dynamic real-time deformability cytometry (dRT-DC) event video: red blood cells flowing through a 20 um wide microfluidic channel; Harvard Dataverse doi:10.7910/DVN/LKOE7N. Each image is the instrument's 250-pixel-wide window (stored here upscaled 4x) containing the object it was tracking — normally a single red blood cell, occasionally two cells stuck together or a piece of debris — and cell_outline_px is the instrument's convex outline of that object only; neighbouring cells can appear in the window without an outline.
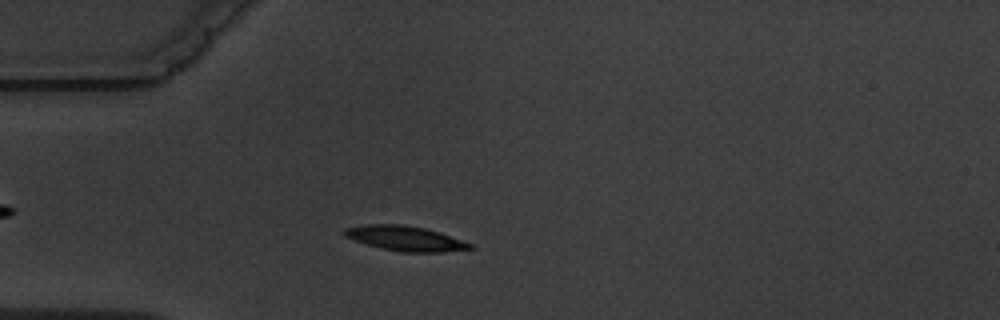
{"species": "common noctule bat (a hibernating species)", "species_latin": "Nyctalus noctula", "temperature_condition": "warm", "stored_images_in_passage": 3, "camera_frame_rate_fps": 3000, "um_per_image_px": 0.085, "animal": {"sex": "male", "body_mass_g": 19.5, "forearm_length_mm": 54.6}, "frame": {"image": 1, "passage_image": 2, "time_ms": 1.333, "image_size_px": [1000, 320], "cell_outline_px": [[476, 248], [444, 252], [400, 252], [380, 248], [344, 236], [340, 232], [344, 228], [364, 224], [404, 224], [424, 228], [440, 232], [472, 244]], "centroid_in_image_um": [34.43, 20.26], "position_along_channel_um": 50.6, "area_um2": 18.32}}